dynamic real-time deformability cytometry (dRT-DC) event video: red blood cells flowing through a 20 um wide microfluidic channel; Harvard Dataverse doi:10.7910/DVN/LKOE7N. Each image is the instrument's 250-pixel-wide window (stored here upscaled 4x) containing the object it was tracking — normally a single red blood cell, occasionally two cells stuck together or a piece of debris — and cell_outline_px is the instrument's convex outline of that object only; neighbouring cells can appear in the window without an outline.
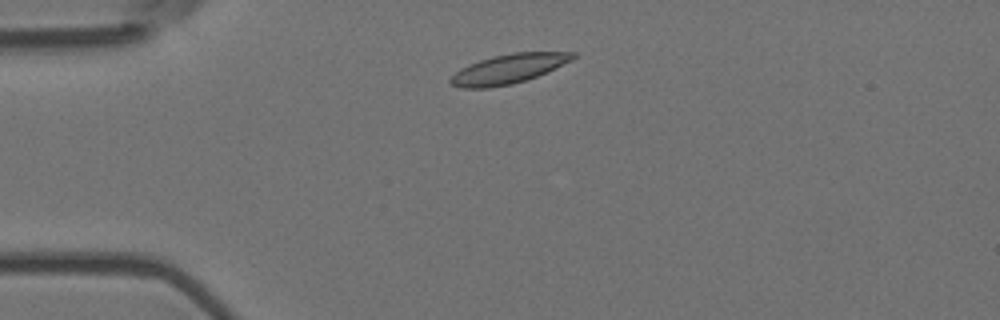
{"species": "Egyptian fruit bat (a non-hibernating species)", "species_latin": "Rousettus aegyptiacus", "temperature_condition": "room temperature", "stored_images_in_passage": 3, "camera_frame_rate_fps": 3000, "um_per_image_px": 0.085, "animal": {"sex": "female"}, "frame": {"image": 1, "passage_image": 2, "time_ms": 0.333, "image_size_px": [1000, 320], "cell_outline_px": [[580, 56], [572, 60], [536, 76], [512, 84], [488, 88], [460, 88], [452, 84], [448, 80], [460, 68], [468, 64], [492, 56], [512, 52], [576, 52]], "centroid_in_image_um": [43.22, 5.84], "position_along_channel_um": 41.8, "area_um2": 20.92}}